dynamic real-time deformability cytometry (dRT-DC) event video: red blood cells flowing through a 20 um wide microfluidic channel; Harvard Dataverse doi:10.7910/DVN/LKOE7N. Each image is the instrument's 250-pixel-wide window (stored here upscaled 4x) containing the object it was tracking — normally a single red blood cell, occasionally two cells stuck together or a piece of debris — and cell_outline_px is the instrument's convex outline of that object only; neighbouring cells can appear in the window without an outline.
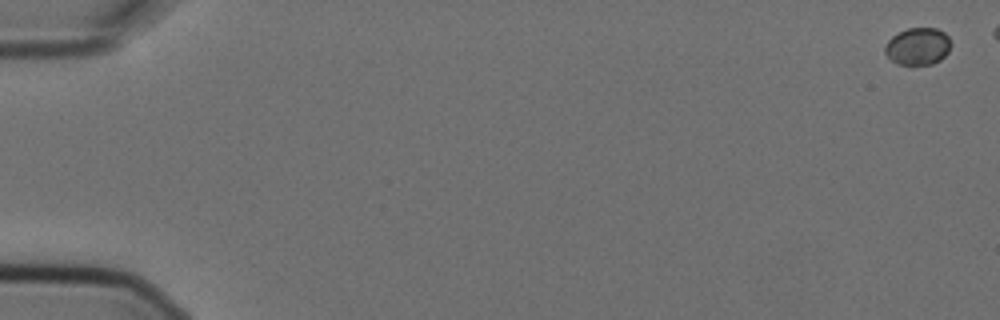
{"species": "Egyptian fruit bat (a non-hibernating species)", "species_latin": "Rousettus aegyptiacus", "temperature_condition": "cold", "stored_images_in_passage": 6, "camera_frame_rate_fps": 3000, "um_per_image_px": 0.085, "animal": {"sex": "female"}, "frame": {"image": 1, "passage_image": 1, "time_ms": 0.0, "image_size_px": [1000, 320], "cell_outline_px": [[952, 44], [948, 52], [940, 60], [932, 64], [912, 68], [900, 64], [892, 60], [884, 52], [884, 48], [888, 40], [892, 36], [908, 28], [936, 28], [944, 32], [948, 36]], "centroid_in_image_um": [78.03, 3.98], "position_along_channel_um": 7.0, "area_um2": 14.68}}
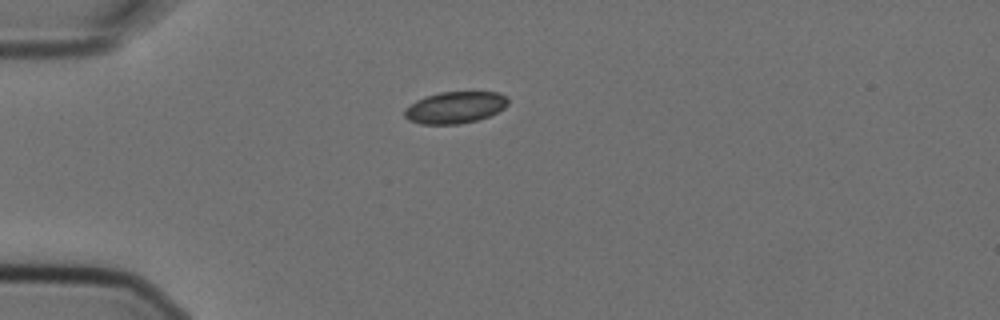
{"frame": {"image": 2, "passage_image": 6, "time_ms": 1.667, "image_size_px": [1000, 320], "cell_outline_px": [[508, 104], [504, 108], [488, 116], [476, 120], [460, 124], [420, 124], [408, 120], [404, 116], [404, 108], [416, 100], [440, 92], [500, 92], [508, 96]], "centroid_in_image_um": [38.68, 9.13], "position_along_channel_um": 46.3, "area_um2": 19.19}}